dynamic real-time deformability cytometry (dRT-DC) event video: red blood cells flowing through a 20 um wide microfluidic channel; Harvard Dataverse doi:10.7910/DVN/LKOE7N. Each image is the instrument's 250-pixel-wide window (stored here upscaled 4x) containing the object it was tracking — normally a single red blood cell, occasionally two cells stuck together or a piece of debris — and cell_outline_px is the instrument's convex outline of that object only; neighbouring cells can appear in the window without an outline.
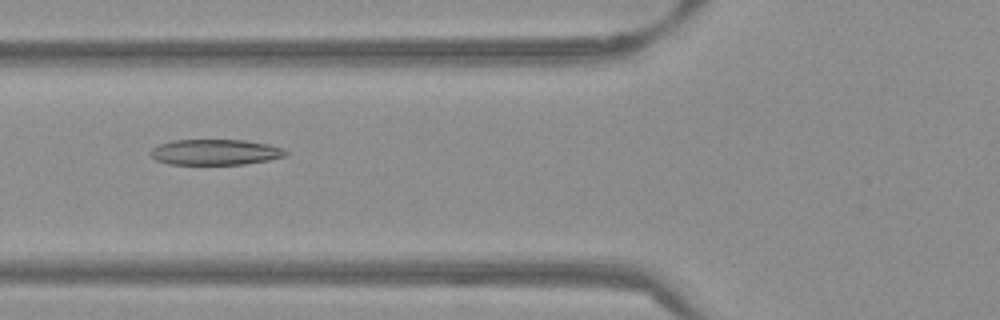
{"species": "Egyptian fruit bat (a non-hibernating species)", "species_latin": "Rousettus aegyptiacus", "temperature_condition": "warm", "stored_images_in_passage": 52, "camera_frame_rate_fps": 3000, "um_per_image_px": 0.085, "frame": {"image": 1, "passage_image": 20, "time_ms": 6.333, "image_size_px": [1000, 320], "cell_outline_px": [[288, 156], [268, 160], [244, 164], [168, 164], [156, 160], [148, 152], [152, 148], [160, 144], [172, 140], [244, 140], [268, 144], [284, 148], [288, 152]], "centroid_in_image_um": [18.32, 12.93], "position_along_channel_um": 107.5, "area_um2": 20.29}}
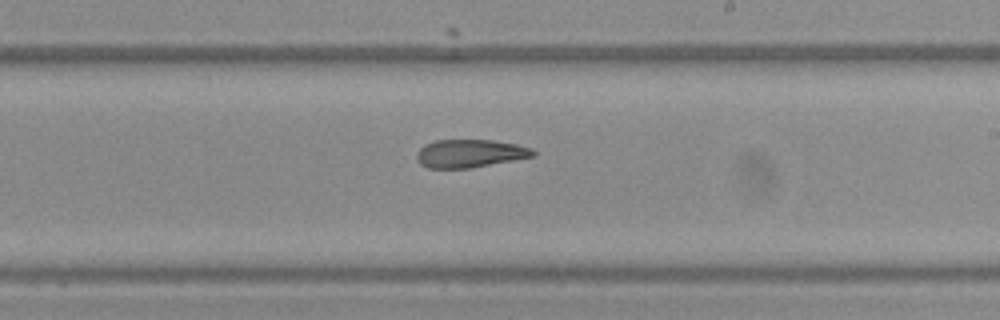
{"frame": {"image": 2, "passage_image": 31, "time_ms": 10.0, "image_size_px": [1000, 320], "cell_outline_px": [[536, 156], [472, 168], [428, 168], [420, 164], [416, 160], [416, 152], [420, 148], [436, 140], [492, 140], [516, 144], [532, 148], [536, 152]], "centroid_in_image_um": [39.96, 13.05], "position_along_channel_um": 249.0, "area_um2": 19.13}}
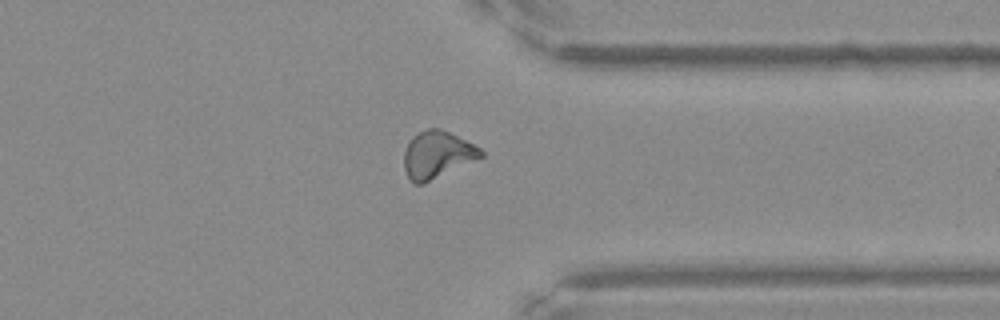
{"frame": {"image": 3, "passage_image": 41, "time_ms": 13.333, "image_size_px": [1000, 320], "cell_outline_px": [[484, 156], [424, 184], [416, 184], [408, 176], [404, 168], [404, 152], [408, 140], [412, 136], [428, 128], [440, 128], [480, 148], [484, 152]], "centroid_in_image_um": [37.14, 13.15], "position_along_channel_um": 374.3, "area_um2": 20.92}, "authors_computed_cell_mechanics": {"area_um2": 20.6057, "velocity_mm_per_s": 3.8552, "shape_relaxation_time_tau1_ms": null, "shape_relaxation_time_tau2_ms": 3.2839, "deformation_change_tau1": null, "deformation_change_tau2": 0.121}}